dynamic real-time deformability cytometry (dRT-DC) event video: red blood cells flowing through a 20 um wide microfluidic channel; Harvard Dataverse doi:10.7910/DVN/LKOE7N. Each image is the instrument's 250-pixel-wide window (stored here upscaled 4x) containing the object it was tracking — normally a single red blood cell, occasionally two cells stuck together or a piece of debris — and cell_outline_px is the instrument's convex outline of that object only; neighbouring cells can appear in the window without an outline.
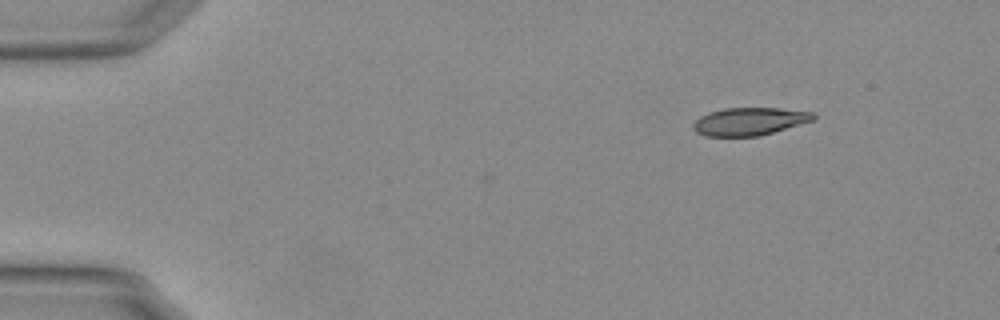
{"species": "Egyptian fruit bat (a non-hibernating species)", "species_latin": "Rousettus aegyptiacus", "temperature_condition": "warm", "stored_images_in_passage": 3, "camera_frame_rate_fps": 3000, "um_per_image_px": 0.085, "animal": {"sex": "female"}, "frame": {"image": 1, "passage_image": 1, "time_ms": 0.0, "image_size_px": [1000, 320], "cell_outline_px": [[816, 116], [812, 120], [760, 136], [704, 136], [696, 132], [692, 128], [692, 124], [700, 116], [708, 112], [724, 108], [780, 108], [812, 112]], "centroid_in_image_um": [63.64, 10.32], "position_along_channel_um": 21.4, "area_um2": 19.36}}